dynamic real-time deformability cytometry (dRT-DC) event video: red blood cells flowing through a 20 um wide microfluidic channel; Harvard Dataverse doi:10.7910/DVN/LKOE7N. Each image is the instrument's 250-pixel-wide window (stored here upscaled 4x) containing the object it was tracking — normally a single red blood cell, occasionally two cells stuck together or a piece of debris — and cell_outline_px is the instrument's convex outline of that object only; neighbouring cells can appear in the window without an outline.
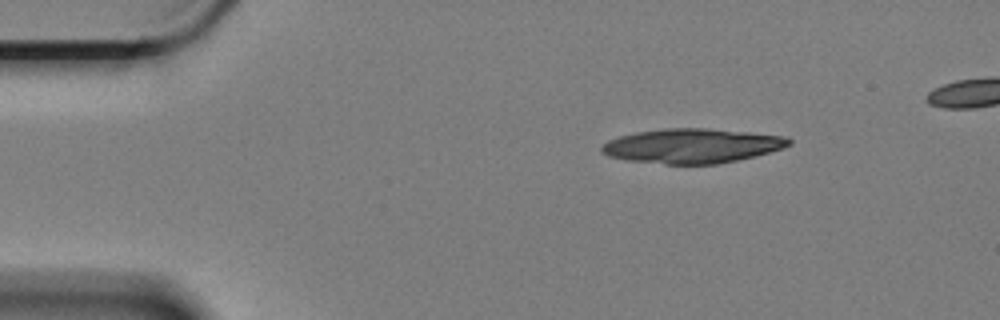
{"species": "Egyptian fruit bat (a non-hibernating species)", "species_latin": "Rousettus aegyptiacus", "temperature_condition": "cold", "stored_images_in_passage": 10, "camera_frame_rate_fps": 3000, "um_per_image_px": 0.085, "animal": {"sex": "female"}, "frame": {"image": 1, "passage_image": 1, "time_ms": 0.0, "image_size_px": [1000, 320], "cell_outline_px": [[792, 144], [784, 148], [756, 156], [716, 164], [664, 164], [628, 160], [608, 156], [600, 152], [600, 148], [608, 140], [620, 136], [636, 132], [668, 128], [704, 128], [748, 132], [784, 136], [792, 140]], "centroid_in_image_um": [58.83, 12.4], "position_along_channel_um": 26.2, "area_um2": 37.63}}